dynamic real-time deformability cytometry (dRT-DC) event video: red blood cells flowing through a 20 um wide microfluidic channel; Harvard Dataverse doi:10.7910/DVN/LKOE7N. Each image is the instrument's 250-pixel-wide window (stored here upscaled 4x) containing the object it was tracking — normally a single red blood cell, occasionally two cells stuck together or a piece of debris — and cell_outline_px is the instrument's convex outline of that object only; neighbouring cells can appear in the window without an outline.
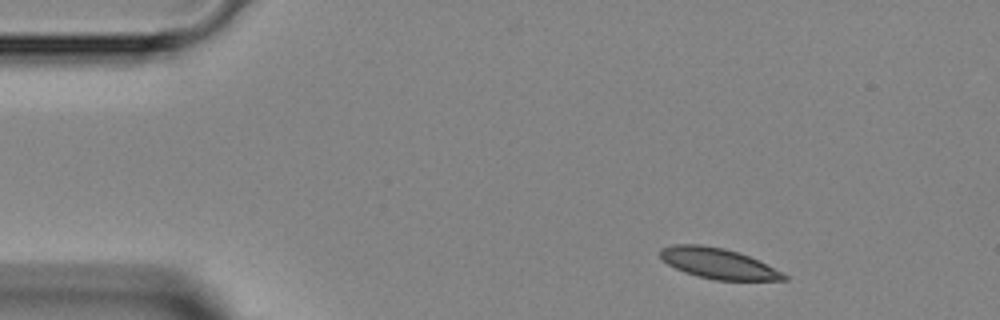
{"species": "Egyptian fruit bat (a non-hibernating species)", "species_latin": "Rousettus aegyptiacus", "temperature_condition": "room temperature", "stored_images_in_passage": 3, "camera_frame_rate_fps": 3000, "um_per_image_px": 0.085, "animal": {"sex": "female"}, "frame": {"image": 1, "passage_image": 1, "time_ms": 0.0, "image_size_px": [1000, 320], "cell_outline_px": [[788, 280], [716, 280], [696, 276], [684, 272], [668, 264], [660, 256], [660, 248], [676, 244], [700, 244], [724, 248], [748, 256], [788, 276]], "centroid_in_image_um": [60.99, 22.39], "position_along_channel_um": 24.0, "area_um2": 21.62}}